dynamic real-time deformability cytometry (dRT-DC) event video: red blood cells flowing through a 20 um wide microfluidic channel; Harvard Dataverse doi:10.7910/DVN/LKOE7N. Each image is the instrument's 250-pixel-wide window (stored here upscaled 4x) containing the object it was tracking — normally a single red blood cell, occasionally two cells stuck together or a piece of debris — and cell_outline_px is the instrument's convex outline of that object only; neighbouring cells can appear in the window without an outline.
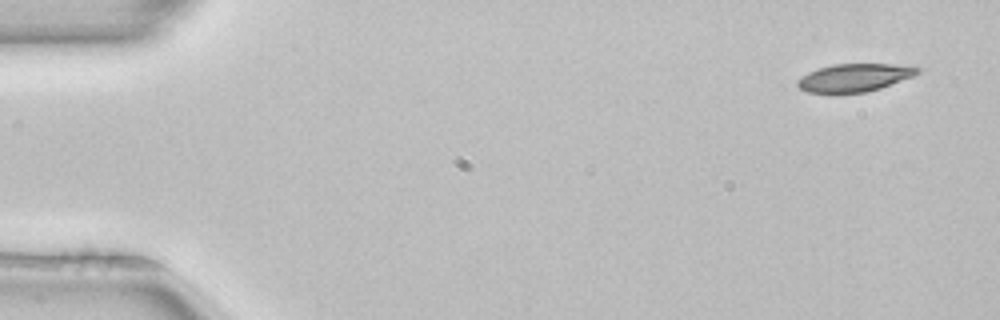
{"species": "common noctule bat (a hibernating species)", "species_latin": "Nyctalus noctula", "temperature_condition": "room temperature", "stored_images_in_passage": 4, "camera_frame_rate_fps": 3000, "um_per_image_px": 0.085, "animal": {"sex": "female", "body_mass_g": 22.7, "forearm_length_mm": 54.2}, "frame": {"image": 1, "passage_image": 1, "time_ms": 0.0, "image_size_px": [1000, 320], "cell_outline_px": [[924, 68], [920, 72], [912, 76], [880, 88], [868, 92], [808, 92], [800, 88], [796, 84], [796, 80], [808, 72], [832, 64], [892, 64]], "centroid_in_image_um": [72.63, 6.58], "position_along_channel_um": 12.4, "area_um2": 19.25}}
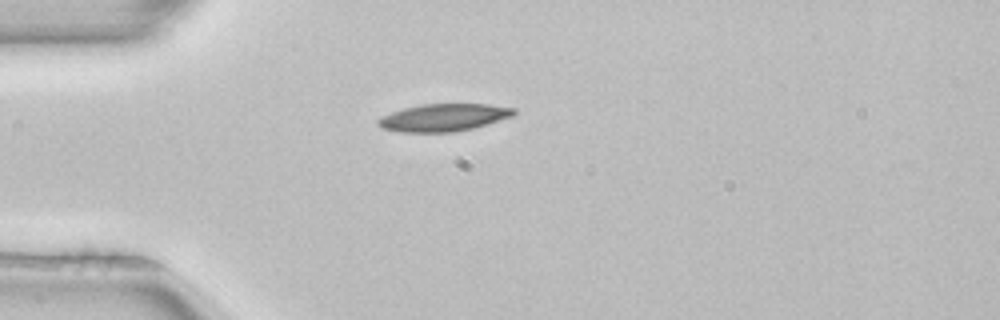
{"frame": {"image": 2, "passage_image": 4, "time_ms": 1.0, "image_size_px": [1000, 320], "cell_outline_px": [[516, 112], [512, 116], [472, 128], [452, 132], [400, 132], [384, 128], [376, 124], [376, 120], [380, 116], [404, 108], [424, 104], [488, 104], [516, 108]], "centroid_in_image_um": [37.68, 9.98], "position_along_channel_um": 47.3, "area_um2": 21.56}}